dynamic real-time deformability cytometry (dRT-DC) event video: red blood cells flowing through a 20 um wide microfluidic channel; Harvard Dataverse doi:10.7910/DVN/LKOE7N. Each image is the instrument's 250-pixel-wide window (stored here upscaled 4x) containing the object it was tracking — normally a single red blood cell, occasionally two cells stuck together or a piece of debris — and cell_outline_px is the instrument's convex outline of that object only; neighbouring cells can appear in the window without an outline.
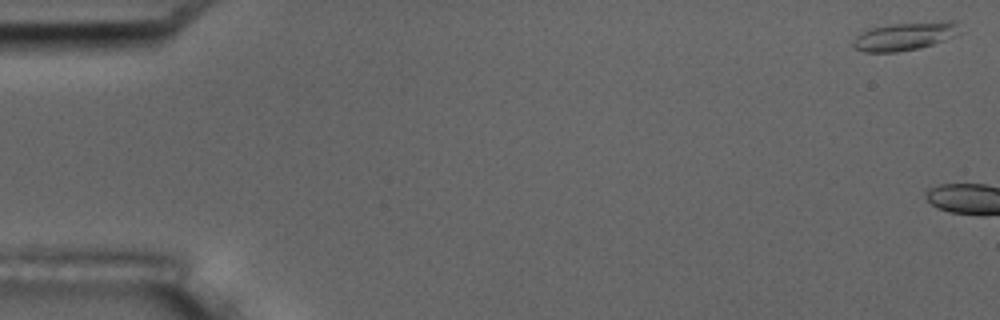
{"species": "common noctule bat (a hibernating species)", "species_latin": "Nyctalus noctula", "temperature_condition": "room temperature", "stored_images_in_passage": 8, "camera_frame_rate_fps": 3000, "um_per_image_px": 0.085, "animal": {"sex": "male", "body_mass_g": 17.5, "forearm_length_mm": 52.3}, "frame": {"image": 1, "passage_image": 1, "time_ms": 0.0, "image_size_px": [1000, 320], "cell_outline_px": [[960, 32], [944, 40], [920, 48], [896, 52], [864, 52], [856, 48], [852, 44], [852, 40], [856, 36], [872, 28], [892, 24], [940, 20], [956, 20]], "centroid_in_image_um": [76.94, 3.06], "position_along_channel_um": 8.1, "area_um2": 17.46}}